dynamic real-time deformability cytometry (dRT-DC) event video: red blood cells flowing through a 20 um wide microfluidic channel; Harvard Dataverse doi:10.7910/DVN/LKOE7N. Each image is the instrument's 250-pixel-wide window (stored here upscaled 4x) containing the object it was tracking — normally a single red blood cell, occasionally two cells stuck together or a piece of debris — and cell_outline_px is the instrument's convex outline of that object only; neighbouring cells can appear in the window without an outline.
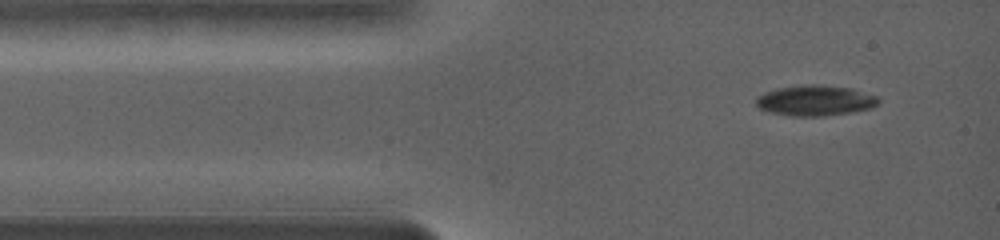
{"species": "common noctule bat (a hibernating species)", "species_latin": "Nyctalus noctula", "temperature_condition": "warm", "stored_images_in_passage": 1, "camera_frame_rate_fps": 5000, "um_per_image_px": 0.085, "animal": {"sex": "female", "body_mass_g": 19.0, "forearm_length_mm": 56.7}, "frame": {"image": 1, "passage_image": 1, "time_ms": 0.0, "image_size_px": [1000, 240], "cell_outline_px": [[880, 156], [876, 180], [868, 196], [860, 196], [828, 176], [828, 172], [864, 140], [868, 140]], "centroid_in_image_um": [72.93, 14.4], "position_along_channel_um": 12.1, "area_um2": 12.6}}